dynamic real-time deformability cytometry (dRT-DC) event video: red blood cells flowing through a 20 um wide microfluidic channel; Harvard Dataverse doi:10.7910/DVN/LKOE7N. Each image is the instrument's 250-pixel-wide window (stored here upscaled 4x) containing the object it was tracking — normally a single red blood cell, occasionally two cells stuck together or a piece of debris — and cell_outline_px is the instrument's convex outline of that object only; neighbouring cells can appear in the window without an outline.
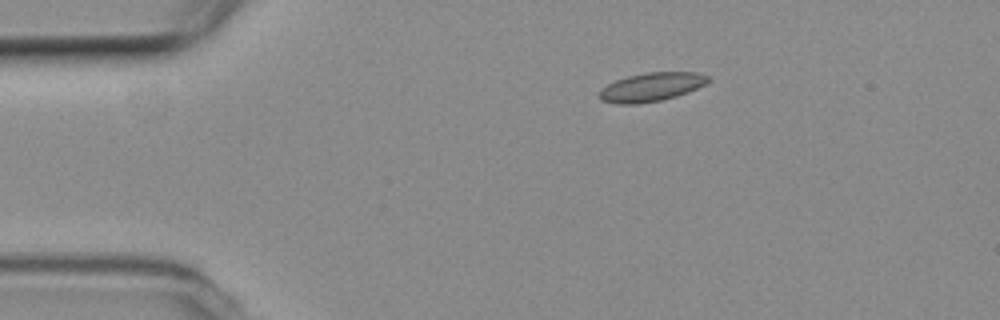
{"species": "common noctule bat (a hibernating species)", "species_latin": "Nyctalus noctula", "temperature_condition": "room temperature", "stored_images_in_passage": 45, "camera_frame_rate_fps": 3000, "um_per_image_px": 0.085, "animal": {"sex": "female", "body_mass_g": 19.3, "forearm_length_mm": 54.1}, "frame": {"image": 1, "passage_image": 1, "time_ms": 0.0, "image_size_px": [1000, 320], "cell_outline_px": [[712, 80], [688, 92], [676, 96], [660, 100], [636, 104], [616, 104], [600, 100], [600, 88], [616, 80], [628, 76], [644, 72], [700, 72], [708, 76]], "centroid_in_image_um": [55.37, 7.39], "position_along_channel_um": 29.6, "area_um2": 18.21}}
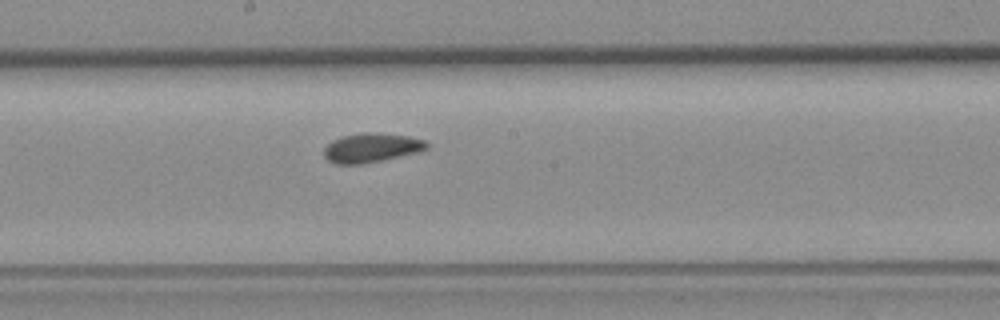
{"frame": {"image": 2, "passage_image": 20, "time_ms": 6.333, "image_size_px": [1000, 320], "cell_outline_px": [[428, 148], [416, 152], [380, 160], [360, 164], [336, 164], [328, 160], [324, 156], [324, 148], [332, 140], [344, 136], [364, 132], [372, 132], [408, 136], [424, 140], [428, 144]], "centroid_in_image_um": [31.54, 12.55], "position_along_channel_um": 216.7, "area_um2": 17.17}}
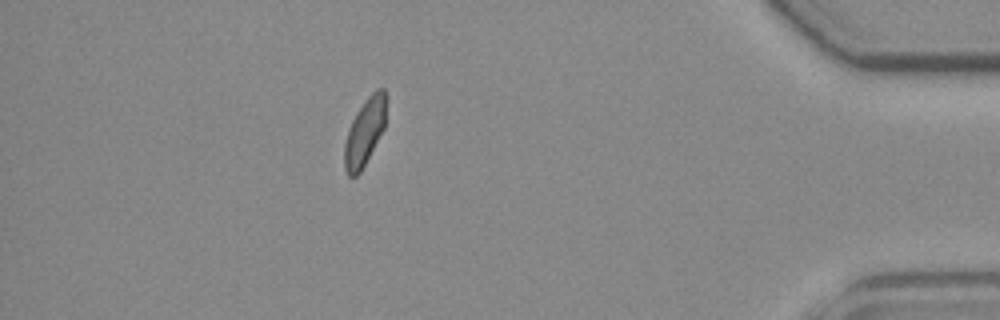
{"frame": {"image": 3, "passage_image": 39, "time_ms": 12.667, "image_size_px": [1000, 320], "cell_outline_px": [[384, 128], [360, 172], [356, 176], [348, 176], [344, 168], [344, 144], [352, 120], [356, 112], [364, 100], [376, 88], [384, 88]], "centroid_in_image_um": [30.96, 11.23], "position_along_channel_um": 404.2, "area_um2": 15.84}, "authors_computed_cell_mechanics": {"area_um2": 17.2822, "velocity_mm_per_s": 3.7762, "shape_relaxation_time_tau1_ms": 6.2233, "shape_relaxation_time_tau2_ms": 1.9518, "deformation_change_tau1": 0.1093, "deformation_change_tau2": 0.056}}